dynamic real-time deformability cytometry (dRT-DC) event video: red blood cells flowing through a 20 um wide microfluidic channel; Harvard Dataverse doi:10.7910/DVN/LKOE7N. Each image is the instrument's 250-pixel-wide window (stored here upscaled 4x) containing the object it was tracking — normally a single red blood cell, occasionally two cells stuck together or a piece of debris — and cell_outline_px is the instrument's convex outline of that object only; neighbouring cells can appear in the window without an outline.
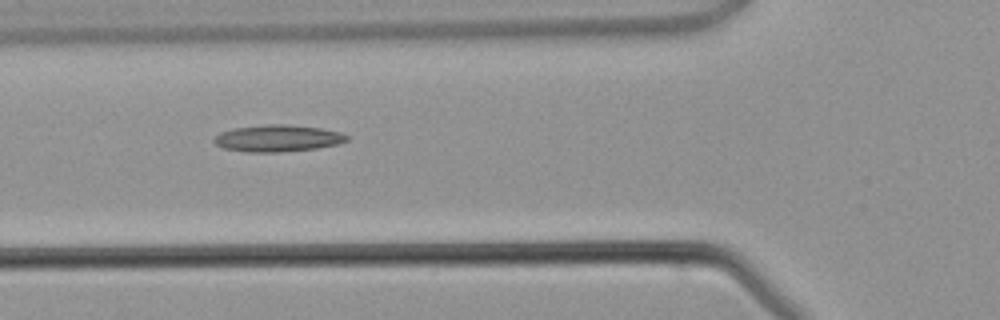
{"species": "common noctule bat (a hibernating species)", "species_latin": "Nyctalus noctula", "temperature_condition": "warm", "stored_images_in_passage": 4, "camera_frame_rate_fps": 3000, "um_per_image_px": 0.085, "animal": {"sex": "male", "body_mass_g": 21.5, "forearm_length_mm": 52.0}, "frame": {"image": 1, "passage_image": 4, "time_ms": 3.333, "image_size_px": [1000, 320], "cell_outline_px": [[348, 140], [336, 144], [316, 148], [280, 152], [248, 152], [224, 148], [216, 144], [212, 140], [220, 132], [232, 128], [268, 124], [288, 124], [320, 128], [340, 132], [348, 136]], "centroid_in_image_um": [23.58, 11.74], "position_along_channel_um": 102.2, "area_um2": 20.63}}